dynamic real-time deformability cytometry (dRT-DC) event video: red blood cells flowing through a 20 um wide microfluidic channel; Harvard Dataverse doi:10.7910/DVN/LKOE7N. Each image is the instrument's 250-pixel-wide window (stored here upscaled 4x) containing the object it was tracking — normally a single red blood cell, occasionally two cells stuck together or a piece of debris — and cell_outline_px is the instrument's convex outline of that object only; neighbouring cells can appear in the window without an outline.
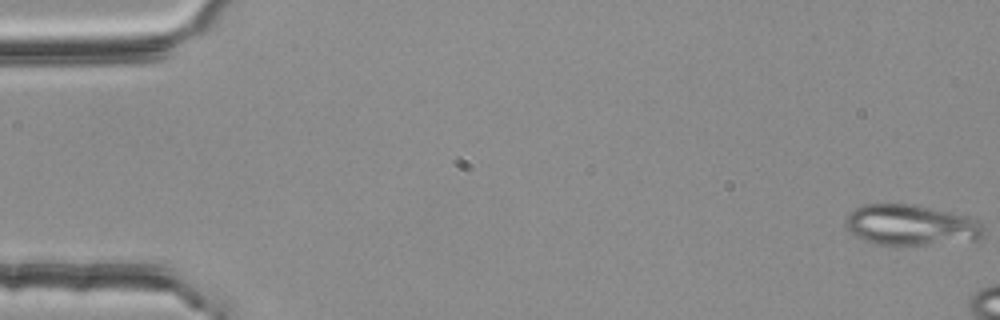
{"species": "common noctule bat (a hibernating species)", "species_latin": "Nyctalus noctula", "temperature_condition": "room temperature", "stored_images_in_passage": 3, "camera_frame_rate_fps": 3000, "um_per_image_px": 0.085, "animal": {"sex": "female", "body_mass_g": 25.1}, "frame": {"image": 1, "passage_image": 1, "time_ms": 0.0, "image_size_px": [1000, 320], "cell_outline_px": [[984, 236], [980, 240], [924, 244], [880, 244], [864, 240], [856, 236], [844, 224], [844, 220], [856, 208], [864, 204], [912, 204], [968, 216], [976, 220], [984, 228]], "centroid_in_image_um": [77.46, 19.12], "position_along_channel_um": 7.5, "area_um2": 32.31}}